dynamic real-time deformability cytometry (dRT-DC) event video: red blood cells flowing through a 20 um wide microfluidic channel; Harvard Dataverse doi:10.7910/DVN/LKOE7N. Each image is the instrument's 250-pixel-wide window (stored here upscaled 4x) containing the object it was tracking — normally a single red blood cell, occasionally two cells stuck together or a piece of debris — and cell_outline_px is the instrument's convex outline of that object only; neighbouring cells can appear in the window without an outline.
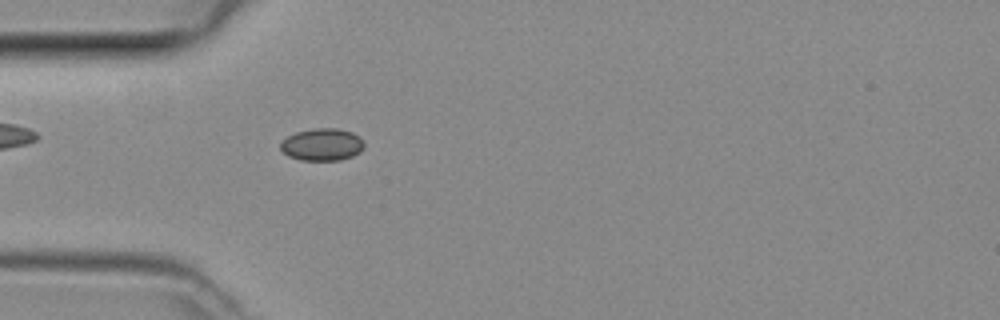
{"species": "common noctule bat (a hibernating species)", "species_latin": "Nyctalus noctula", "temperature_condition": "room temperature", "stored_images_in_passage": 41, "camera_frame_rate_fps": 3000, "um_per_image_px": 0.085, "animal": {"sex": "female", "body_mass_g": 29.2, "forearm_length_mm": 56.3}, "frame": {"image": 1, "passage_image": 7, "time_ms": 2.0, "image_size_px": [1000, 320], "cell_outline_px": [[364, 148], [360, 152], [352, 156], [340, 160], [300, 160], [288, 156], [280, 148], [280, 140], [296, 132], [312, 128], [336, 128], [352, 132], [360, 136], [364, 140]], "centroid_in_image_um": [27.39, 12.28], "position_along_channel_um": 57.6, "area_um2": 15.95}}
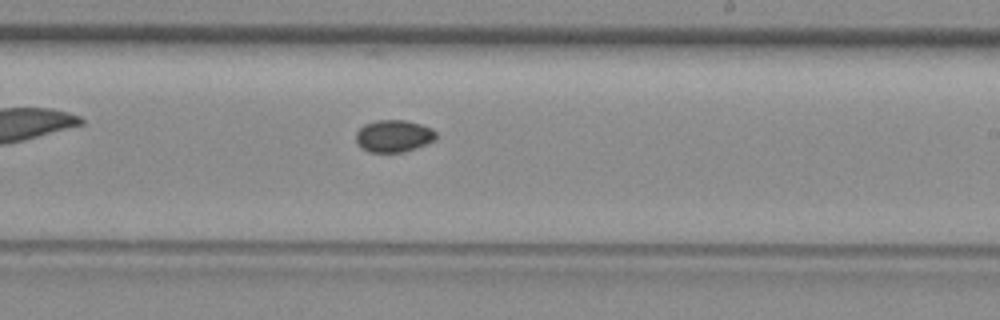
{"frame": {"image": 2, "passage_image": 21, "time_ms": 6.667, "image_size_px": [1000, 320], "cell_outline_px": [[436, 136], [432, 140], [416, 148], [404, 152], [368, 152], [356, 140], [356, 132], [364, 124], [376, 120], [404, 120], [420, 124], [432, 128], [436, 132]], "centroid_in_image_um": [33.45, 11.55], "position_along_channel_um": 255.5, "area_um2": 14.8}}
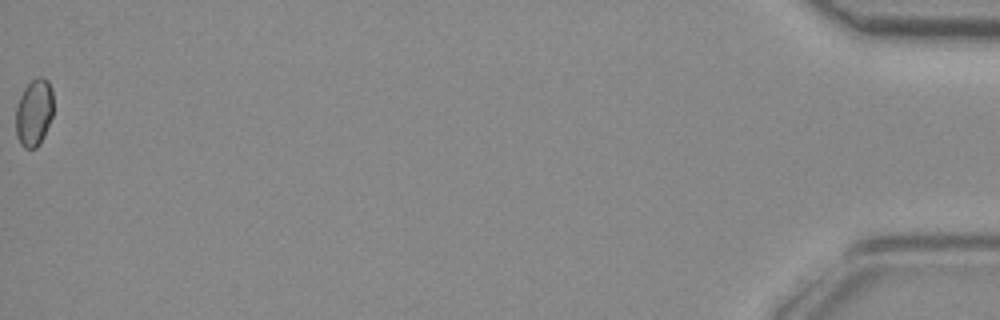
{"frame": {"image": 3, "passage_image": 41, "time_ms": 13.333, "image_size_px": [1000, 320], "cell_outline_px": [[52, 116], [44, 136], [40, 144], [36, 148], [24, 148], [20, 144], [16, 136], [16, 104], [24, 88], [36, 76], [44, 76], [48, 80], [52, 88]], "centroid_in_image_um": [2.89, 9.55], "position_along_channel_um": 432.3, "area_um2": 14.91}}